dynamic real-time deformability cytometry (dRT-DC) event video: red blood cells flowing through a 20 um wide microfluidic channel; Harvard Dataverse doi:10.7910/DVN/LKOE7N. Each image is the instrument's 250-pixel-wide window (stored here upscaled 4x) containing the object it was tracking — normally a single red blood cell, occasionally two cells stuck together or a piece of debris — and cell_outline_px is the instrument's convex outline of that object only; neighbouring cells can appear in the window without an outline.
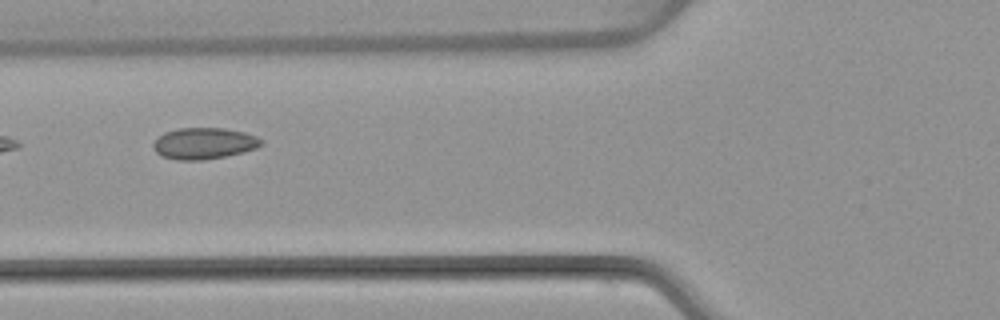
{"species": "common noctule bat (a hibernating species)", "species_latin": "Nyctalus noctula", "temperature_condition": "warm", "stored_images_in_passage": 4, "camera_frame_rate_fps": 3000, "um_per_image_px": 0.085, "animal": {"sex": "female", "body_mass_g": 22.7, "forearm_length_mm": 54.2}, "frame": {"image": 1, "passage_image": 3, "time_ms": 2.667, "image_size_px": [1000, 320], "cell_outline_px": [[264, 144], [256, 148], [244, 152], [204, 160], [176, 160], [160, 156], [152, 148], [152, 144], [164, 132], [180, 128], [224, 128], [244, 132], [256, 136], [264, 140]], "centroid_in_image_um": [17.34, 12.19], "position_along_channel_um": 108.5, "area_um2": 19.88}}
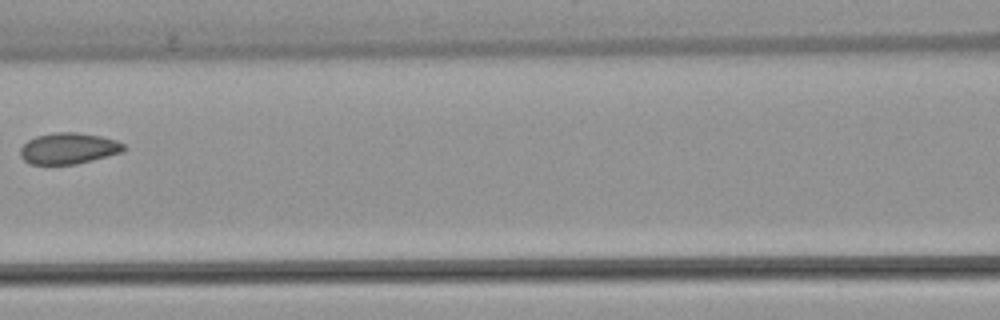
{"frame": {"image": 2, "passage_image": 4, "time_ms": 4.0, "image_size_px": [1000, 320], "cell_outline_px": [[128, 148], [124, 152], [76, 164], [28, 164], [20, 156], [20, 148], [28, 140], [36, 136], [56, 132], [76, 132], [100, 136], [116, 140], [124, 144]], "centroid_in_image_um": [5.84, 12.62], "position_along_channel_um": 160.8, "area_um2": 18.9}}